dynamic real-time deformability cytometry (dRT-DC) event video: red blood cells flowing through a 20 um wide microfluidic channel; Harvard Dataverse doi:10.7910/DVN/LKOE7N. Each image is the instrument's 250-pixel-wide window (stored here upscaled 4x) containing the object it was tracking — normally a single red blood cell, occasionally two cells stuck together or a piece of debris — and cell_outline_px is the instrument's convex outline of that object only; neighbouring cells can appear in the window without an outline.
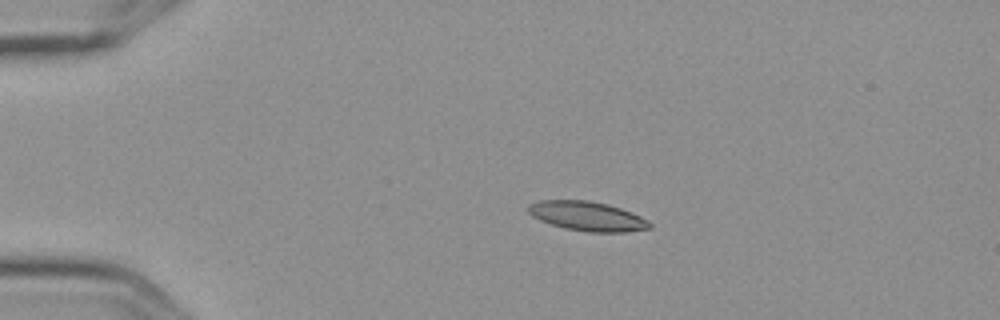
{"species": "Egyptian fruit bat (a non-hibernating species)", "species_latin": "Rousettus aegyptiacus", "temperature_condition": "cold", "stored_images_in_passage": 14, "camera_frame_rate_fps": 3000, "um_per_image_px": 0.085, "frame": {"image": 1, "passage_image": 3, "time_ms": 0.667, "image_size_px": [1000, 320], "cell_outline_px": [[652, 228], [624, 232], [588, 232], [564, 228], [540, 220], [532, 216], [528, 212], [528, 204], [536, 200], [588, 200], [608, 204], [632, 212], [648, 220], [652, 224]], "centroid_in_image_um": [49.92, 18.37], "position_along_channel_um": 35.1, "area_um2": 20.92}}
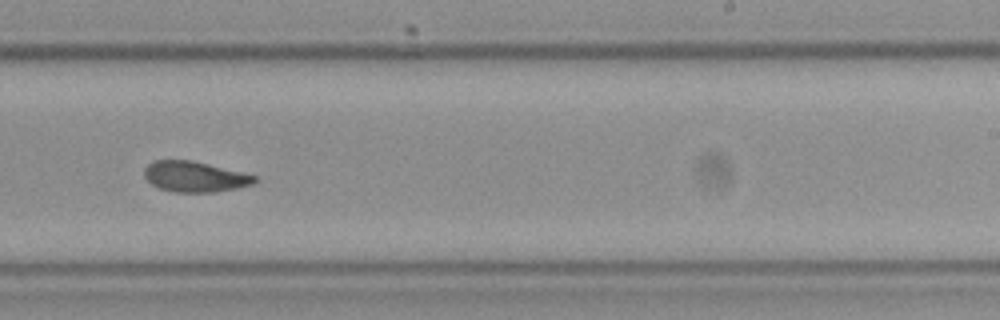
{"frame": {"image": 2, "passage_image": 9, "time_ms": 2.667, "image_size_px": [1000, 320], "cell_outline_px": [[260, 180], [252, 184], [236, 188], [216, 192], [172, 192], [160, 188], [152, 184], [144, 176], [144, 168], [148, 164], [156, 160], [192, 160], [256, 176]], "centroid_in_image_um": [16.55, 15.02], "position_along_channel_um": 272.5, "area_um2": 19.54}}
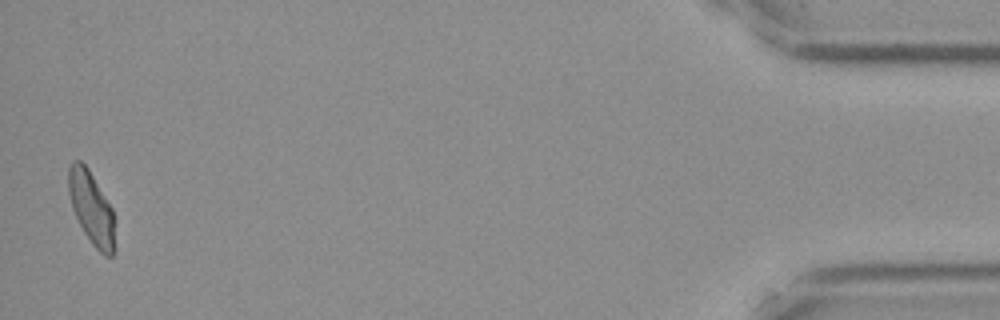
{"frame": {"image": 3, "passage_image": 14, "time_ms": 4.333, "image_size_px": [1000, 320], "cell_outline_px": [[116, 248], [112, 256], [104, 256], [92, 244], [84, 232], [72, 208], [68, 192], [68, 168], [72, 160], [80, 160], [88, 168], [112, 208]], "centroid_in_image_um": [7.77, 17.69], "position_along_channel_um": 427.4, "area_um2": 19.71}}